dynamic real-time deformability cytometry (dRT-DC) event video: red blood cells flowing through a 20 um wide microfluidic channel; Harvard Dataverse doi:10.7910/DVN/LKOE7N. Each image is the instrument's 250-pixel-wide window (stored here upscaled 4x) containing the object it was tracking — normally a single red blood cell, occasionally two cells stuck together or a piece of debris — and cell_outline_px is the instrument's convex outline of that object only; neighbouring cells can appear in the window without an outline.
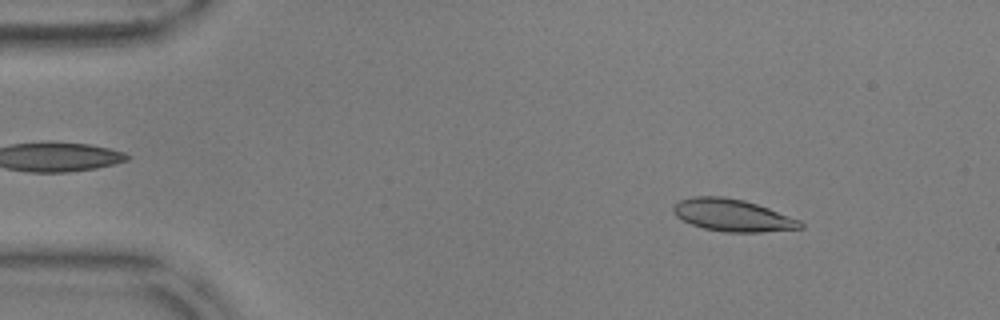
{"species": "common noctule bat (a hibernating species)", "species_latin": "Nyctalus noctula", "temperature_condition": "warm", "stored_images_in_passage": 55, "camera_frame_rate_fps": 3000, "um_per_image_px": 0.085, "animal": {"sex": "male", "body_mass_g": 17.9, "forearm_length_mm": 54.2}, "frame": {"image": 1, "passage_image": 7, "time_ms": 2.0, "image_size_px": [1000, 320], "cell_outline_px": [[804, 228], [760, 232], [724, 232], [704, 228], [692, 224], [676, 216], [672, 212], [672, 204], [680, 200], [692, 196], [724, 196], [744, 200], [768, 208], [800, 220], [804, 224]], "centroid_in_image_um": [62.24, 18.29], "position_along_channel_um": 22.8, "area_um2": 23.87}}
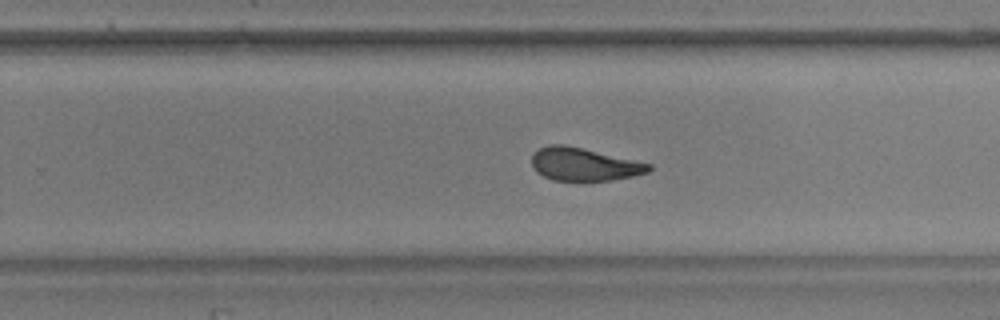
{"frame": {"image": 2, "passage_image": 35, "time_ms": 11.333, "image_size_px": [1000, 320], "cell_outline_px": [[652, 168], [648, 172], [632, 176], [612, 180], [552, 180], [536, 172], [532, 164], [532, 152], [548, 144], [564, 144], [652, 164]], "centroid_in_image_um": [49.61, 13.96], "position_along_channel_um": 280.2, "area_um2": 22.31}}
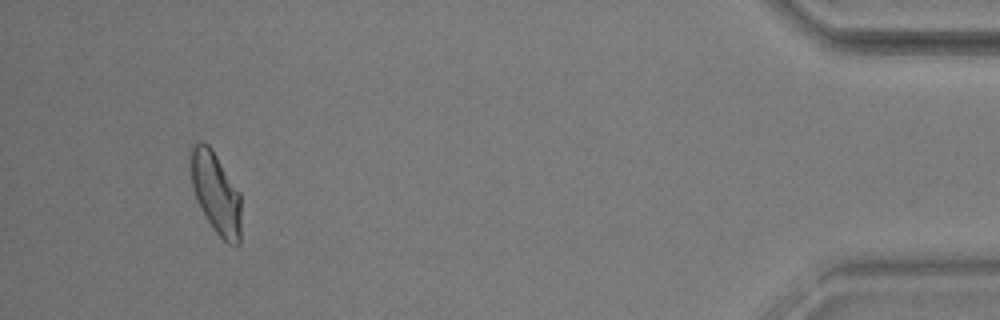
{"frame": {"image": 3, "passage_image": 52, "time_ms": 17.0, "image_size_px": [1000, 320], "cell_outline_px": [[240, 244], [228, 244], [212, 228], [196, 200], [192, 188], [188, 168], [188, 148], [192, 144], [200, 140], [204, 140], [212, 148], [240, 192]], "centroid_in_image_um": [18.28, 16.29], "position_along_channel_um": 416.9, "area_um2": 24.74}, "authors_computed_cell_mechanics": {"area_um2": 23.7558, "velocity_mm_per_s": 3.6031, "shape_relaxation_time_tau1_ms": 9.0419, "shape_relaxation_time_tau2_ms": 2.2352, "deformation_change_tau1": 0.2336, "deformation_change_tau2": 0.0989}}